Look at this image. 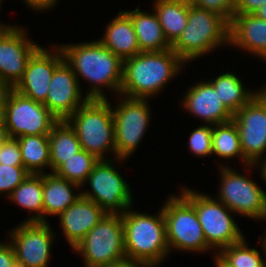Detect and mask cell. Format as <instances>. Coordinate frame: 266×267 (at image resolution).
Here are the masks:
<instances>
[{
    "label": "cell",
    "instance_id": "obj_21",
    "mask_svg": "<svg viewBox=\"0 0 266 267\" xmlns=\"http://www.w3.org/2000/svg\"><path fill=\"white\" fill-rule=\"evenodd\" d=\"M106 28L99 41L113 54L125 60L141 52L131 18L124 11L120 10Z\"/></svg>",
    "mask_w": 266,
    "mask_h": 267
},
{
    "label": "cell",
    "instance_id": "obj_24",
    "mask_svg": "<svg viewBox=\"0 0 266 267\" xmlns=\"http://www.w3.org/2000/svg\"><path fill=\"white\" fill-rule=\"evenodd\" d=\"M51 171L54 173L66 159L82 148L75 131L66 120H59L48 134Z\"/></svg>",
    "mask_w": 266,
    "mask_h": 267
},
{
    "label": "cell",
    "instance_id": "obj_22",
    "mask_svg": "<svg viewBox=\"0 0 266 267\" xmlns=\"http://www.w3.org/2000/svg\"><path fill=\"white\" fill-rule=\"evenodd\" d=\"M72 188L78 189L81 186L52 172L43 174V222H48L46 215L59 216L82 196L81 192L73 194Z\"/></svg>",
    "mask_w": 266,
    "mask_h": 267
},
{
    "label": "cell",
    "instance_id": "obj_25",
    "mask_svg": "<svg viewBox=\"0 0 266 267\" xmlns=\"http://www.w3.org/2000/svg\"><path fill=\"white\" fill-rule=\"evenodd\" d=\"M153 5L164 35L172 45L187 25L188 2L183 0H155Z\"/></svg>",
    "mask_w": 266,
    "mask_h": 267
},
{
    "label": "cell",
    "instance_id": "obj_12",
    "mask_svg": "<svg viewBox=\"0 0 266 267\" xmlns=\"http://www.w3.org/2000/svg\"><path fill=\"white\" fill-rule=\"evenodd\" d=\"M114 107L115 148L118 158L128 159L134 153L149 127L150 108L147 99L121 97ZM138 145V146H137Z\"/></svg>",
    "mask_w": 266,
    "mask_h": 267
},
{
    "label": "cell",
    "instance_id": "obj_29",
    "mask_svg": "<svg viewBox=\"0 0 266 267\" xmlns=\"http://www.w3.org/2000/svg\"><path fill=\"white\" fill-rule=\"evenodd\" d=\"M212 154L220 158H241L245 166L250 169L254 168L249 164L243 155L240 144L239 131L233 120L213 125L212 127Z\"/></svg>",
    "mask_w": 266,
    "mask_h": 267
},
{
    "label": "cell",
    "instance_id": "obj_27",
    "mask_svg": "<svg viewBox=\"0 0 266 267\" xmlns=\"http://www.w3.org/2000/svg\"><path fill=\"white\" fill-rule=\"evenodd\" d=\"M16 139L20 144L23 166L30 174H44L46 167L51 170L48 135H26Z\"/></svg>",
    "mask_w": 266,
    "mask_h": 267
},
{
    "label": "cell",
    "instance_id": "obj_23",
    "mask_svg": "<svg viewBox=\"0 0 266 267\" xmlns=\"http://www.w3.org/2000/svg\"><path fill=\"white\" fill-rule=\"evenodd\" d=\"M124 12L131 18L141 52H162L171 49L155 12H143L138 7Z\"/></svg>",
    "mask_w": 266,
    "mask_h": 267
},
{
    "label": "cell",
    "instance_id": "obj_26",
    "mask_svg": "<svg viewBox=\"0 0 266 267\" xmlns=\"http://www.w3.org/2000/svg\"><path fill=\"white\" fill-rule=\"evenodd\" d=\"M43 174H30L7 197L20 207L34 212L24 222H43Z\"/></svg>",
    "mask_w": 266,
    "mask_h": 267
},
{
    "label": "cell",
    "instance_id": "obj_3",
    "mask_svg": "<svg viewBox=\"0 0 266 267\" xmlns=\"http://www.w3.org/2000/svg\"><path fill=\"white\" fill-rule=\"evenodd\" d=\"M129 209L122 214L126 259L157 267L170 253L163 210L150 215Z\"/></svg>",
    "mask_w": 266,
    "mask_h": 267
},
{
    "label": "cell",
    "instance_id": "obj_6",
    "mask_svg": "<svg viewBox=\"0 0 266 267\" xmlns=\"http://www.w3.org/2000/svg\"><path fill=\"white\" fill-rule=\"evenodd\" d=\"M195 208L207 245L217 252L244 239L234 214L222 202L203 193L185 188L180 192Z\"/></svg>",
    "mask_w": 266,
    "mask_h": 267
},
{
    "label": "cell",
    "instance_id": "obj_41",
    "mask_svg": "<svg viewBox=\"0 0 266 267\" xmlns=\"http://www.w3.org/2000/svg\"><path fill=\"white\" fill-rule=\"evenodd\" d=\"M0 128H6V110L2 103V95L0 97Z\"/></svg>",
    "mask_w": 266,
    "mask_h": 267
},
{
    "label": "cell",
    "instance_id": "obj_37",
    "mask_svg": "<svg viewBox=\"0 0 266 267\" xmlns=\"http://www.w3.org/2000/svg\"><path fill=\"white\" fill-rule=\"evenodd\" d=\"M266 4V0H234L235 14H253Z\"/></svg>",
    "mask_w": 266,
    "mask_h": 267
},
{
    "label": "cell",
    "instance_id": "obj_18",
    "mask_svg": "<svg viewBox=\"0 0 266 267\" xmlns=\"http://www.w3.org/2000/svg\"><path fill=\"white\" fill-rule=\"evenodd\" d=\"M183 97V107L205 124L217 125L232 120L233 113L224 105L214 86L208 81L193 85Z\"/></svg>",
    "mask_w": 266,
    "mask_h": 267
},
{
    "label": "cell",
    "instance_id": "obj_11",
    "mask_svg": "<svg viewBox=\"0 0 266 267\" xmlns=\"http://www.w3.org/2000/svg\"><path fill=\"white\" fill-rule=\"evenodd\" d=\"M219 172L221 184L217 200L234 214L266 220V192L249 177L230 167L221 165Z\"/></svg>",
    "mask_w": 266,
    "mask_h": 267
},
{
    "label": "cell",
    "instance_id": "obj_46",
    "mask_svg": "<svg viewBox=\"0 0 266 267\" xmlns=\"http://www.w3.org/2000/svg\"><path fill=\"white\" fill-rule=\"evenodd\" d=\"M261 239H263L261 245H262V248H263V251H264L263 254L265 253L264 255H265V258H266V235H265L264 238L262 237Z\"/></svg>",
    "mask_w": 266,
    "mask_h": 267
},
{
    "label": "cell",
    "instance_id": "obj_44",
    "mask_svg": "<svg viewBox=\"0 0 266 267\" xmlns=\"http://www.w3.org/2000/svg\"><path fill=\"white\" fill-rule=\"evenodd\" d=\"M253 14L266 21V4L258 8Z\"/></svg>",
    "mask_w": 266,
    "mask_h": 267
},
{
    "label": "cell",
    "instance_id": "obj_34",
    "mask_svg": "<svg viewBox=\"0 0 266 267\" xmlns=\"http://www.w3.org/2000/svg\"><path fill=\"white\" fill-rule=\"evenodd\" d=\"M191 4L196 7L218 14L229 24L235 15L234 0H192Z\"/></svg>",
    "mask_w": 266,
    "mask_h": 267
},
{
    "label": "cell",
    "instance_id": "obj_36",
    "mask_svg": "<svg viewBox=\"0 0 266 267\" xmlns=\"http://www.w3.org/2000/svg\"><path fill=\"white\" fill-rule=\"evenodd\" d=\"M0 267H17L15 250L8 241L0 243Z\"/></svg>",
    "mask_w": 266,
    "mask_h": 267
},
{
    "label": "cell",
    "instance_id": "obj_5",
    "mask_svg": "<svg viewBox=\"0 0 266 267\" xmlns=\"http://www.w3.org/2000/svg\"><path fill=\"white\" fill-rule=\"evenodd\" d=\"M229 28L223 17L188 2L187 25L171 49L186 64L216 47L229 45Z\"/></svg>",
    "mask_w": 266,
    "mask_h": 267
},
{
    "label": "cell",
    "instance_id": "obj_38",
    "mask_svg": "<svg viewBox=\"0 0 266 267\" xmlns=\"http://www.w3.org/2000/svg\"><path fill=\"white\" fill-rule=\"evenodd\" d=\"M24 2L33 10L44 11L53 8L58 0H24Z\"/></svg>",
    "mask_w": 266,
    "mask_h": 267
},
{
    "label": "cell",
    "instance_id": "obj_13",
    "mask_svg": "<svg viewBox=\"0 0 266 267\" xmlns=\"http://www.w3.org/2000/svg\"><path fill=\"white\" fill-rule=\"evenodd\" d=\"M232 120L236 124L245 160L254 164L266 152V92L262 89Z\"/></svg>",
    "mask_w": 266,
    "mask_h": 267
},
{
    "label": "cell",
    "instance_id": "obj_14",
    "mask_svg": "<svg viewBox=\"0 0 266 267\" xmlns=\"http://www.w3.org/2000/svg\"><path fill=\"white\" fill-rule=\"evenodd\" d=\"M9 234V242L16 254L17 267H47L56 236L48 222L23 221Z\"/></svg>",
    "mask_w": 266,
    "mask_h": 267
},
{
    "label": "cell",
    "instance_id": "obj_32",
    "mask_svg": "<svg viewBox=\"0 0 266 267\" xmlns=\"http://www.w3.org/2000/svg\"><path fill=\"white\" fill-rule=\"evenodd\" d=\"M212 126L203 124L190 134L189 149L195 156L212 155Z\"/></svg>",
    "mask_w": 266,
    "mask_h": 267
},
{
    "label": "cell",
    "instance_id": "obj_28",
    "mask_svg": "<svg viewBox=\"0 0 266 267\" xmlns=\"http://www.w3.org/2000/svg\"><path fill=\"white\" fill-rule=\"evenodd\" d=\"M218 92L220 100L235 114L243 106L247 105L261 90H246L239 77L234 73H223L216 79L209 81Z\"/></svg>",
    "mask_w": 266,
    "mask_h": 267
},
{
    "label": "cell",
    "instance_id": "obj_30",
    "mask_svg": "<svg viewBox=\"0 0 266 267\" xmlns=\"http://www.w3.org/2000/svg\"><path fill=\"white\" fill-rule=\"evenodd\" d=\"M98 161L94 154L81 149L73 157L66 159L54 173L82 187Z\"/></svg>",
    "mask_w": 266,
    "mask_h": 267
},
{
    "label": "cell",
    "instance_id": "obj_43",
    "mask_svg": "<svg viewBox=\"0 0 266 267\" xmlns=\"http://www.w3.org/2000/svg\"><path fill=\"white\" fill-rule=\"evenodd\" d=\"M8 130L6 128H0V149L4 146L5 142L9 139Z\"/></svg>",
    "mask_w": 266,
    "mask_h": 267
},
{
    "label": "cell",
    "instance_id": "obj_10",
    "mask_svg": "<svg viewBox=\"0 0 266 267\" xmlns=\"http://www.w3.org/2000/svg\"><path fill=\"white\" fill-rule=\"evenodd\" d=\"M113 164L109 158L100 159L85 180L92 191H83L81 194L94 201L107 214H123L132 206L133 198L127 181Z\"/></svg>",
    "mask_w": 266,
    "mask_h": 267
},
{
    "label": "cell",
    "instance_id": "obj_1",
    "mask_svg": "<svg viewBox=\"0 0 266 267\" xmlns=\"http://www.w3.org/2000/svg\"><path fill=\"white\" fill-rule=\"evenodd\" d=\"M59 48L64 61L76 75L79 85L80 76L92 84L87 91V98L106 99L102 87L120 95L123 60L113 54L99 40L70 45L62 44Z\"/></svg>",
    "mask_w": 266,
    "mask_h": 267
},
{
    "label": "cell",
    "instance_id": "obj_45",
    "mask_svg": "<svg viewBox=\"0 0 266 267\" xmlns=\"http://www.w3.org/2000/svg\"><path fill=\"white\" fill-rule=\"evenodd\" d=\"M1 3H2V0H0V5H1ZM1 7V6H0ZM12 27H14L13 25H8V24H0V31H2V30H7V29H10V28H12Z\"/></svg>",
    "mask_w": 266,
    "mask_h": 267
},
{
    "label": "cell",
    "instance_id": "obj_15",
    "mask_svg": "<svg viewBox=\"0 0 266 267\" xmlns=\"http://www.w3.org/2000/svg\"><path fill=\"white\" fill-rule=\"evenodd\" d=\"M21 27L0 31V86L14 88L22 79L27 63L41 47L27 38Z\"/></svg>",
    "mask_w": 266,
    "mask_h": 267
},
{
    "label": "cell",
    "instance_id": "obj_47",
    "mask_svg": "<svg viewBox=\"0 0 266 267\" xmlns=\"http://www.w3.org/2000/svg\"><path fill=\"white\" fill-rule=\"evenodd\" d=\"M3 90H4V89L0 86V97H1V95H2Z\"/></svg>",
    "mask_w": 266,
    "mask_h": 267
},
{
    "label": "cell",
    "instance_id": "obj_9",
    "mask_svg": "<svg viewBox=\"0 0 266 267\" xmlns=\"http://www.w3.org/2000/svg\"><path fill=\"white\" fill-rule=\"evenodd\" d=\"M6 110V129L10 138L48 135L59 121L43 103L25 97L13 88L2 92Z\"/></svg>",
    "mask_w": 266,
    "mask_h": 267
},
{
    "label": "cell",
    "instance_id": "obj_7",
    "mask_svg": "<svg viewBox=\"0 0 266 267\" xmlns=\"http://www.w3.org/2000/svg\"><path fill=\"white\" fill-rule=\"evenodd\" d=\"M85 267H107L126 259L122 214H106L73 248Z\"/></svg>",
    "mask_w": 266,
    "mask_h": 267
},
{
    "label": "cell",
    "instance_id": "obj_33",
    "mask_svg": "<svg viewBox=\"0 0 266 267\" xmlns=\"http://www.w3.org/2000/svg\"><path fill=\"white\" fill-rule=\"evenodd\" d=\"M30 173L24 166H9L0 164V194H8L21 184Z\"/></svg>",
    "mask_w": 266,
    "mask_h": 267
},
{
    "label": "cell",
    "instance_id": "obj_16",
    "mask_svg": "<svg viewBox=\"0 0 266 267\" xmlns=\"http://www.w3.org/2000/svg\"><path fill=\"white\" fill-rule=\"evenodd\" d=\"M63 60L59 46H54L53 51L40 47L29 59L22 79L13 89L36 102L44 103L55 68Z\"/></svg>",
    "mask_w": 266,
    "mask_h": 267
},
{
    "label": "cell",
    "instance_id": "obj_40",
    "mask_svg": "<svg viewBox=\"0 0 266 267\" xmlns=\"http://www.w3.org/2000/svg\"><path fill=\"white\" fill-rule=\"evenodd\" d=\"M214 261L216 267H235L231 265L219 252L216 253Z\"/></svg>",
    "mask_w": 266,
    "mask_h": 267
},
{
    "label": "cell",
    "instance_id": "obj_2",
    "mask_svg": "<svg viewBox=\"0 0 266 267\" xmlns=\"http://www.w3.org/2000/svg\"><path fill=\"white\" fill-rule=\"evenodd\" d=\"M172 50L140 52L123 60V79L119 96L149 99L157 95L184 67Z\"/></svg>",
    "mask_w": 266,
    "mask_h": 267
},
{
    "label": "cell",
    "instance_id": "obj_42",
    "mask_svg": "<svg viewBox=\"0 0 266 267\" xmlns=\"http://www.w3.org/2000/svg\"><path fill=\"white\" fill-rule=\"evenodd\" d=\"M253 165L256 166V167L257 166L260 167V170H261V174L260 175H262L261 178H264L263 180L266 181V157L263 158V160H261V161H260V159L257 160Z\"/></svg>",
    "mask_w": 266,
    "mask_h": 267
},
{
    "label": "cell",
    "instance_id": "obj_35",
    "mask_svg": "<svg viewBox=\"0 0 266 267\" xmlns=\"http://www.w3.org/2000/svg\"><path fill=\"white\" fill-rule=\"evenodd\" d=\"M0 164L23 166L20 144L16 138H9L0 149Z\"/></svg>",
    "mask_w": 266,
    "mask_h": 267
},
{
    "label": "cell",
    "instance_id": "obj_8",
    "mask_svg": "<svg viewBox=\"0 0 266 267\" xmlns=\"http://www.w3.org/2000/svg\"><path fill=\"white\" fill-rule=\"evenodd\" d=\"M162 210L169 251L174 248L205 253L211 249L206 243L194 206L182 194L169 196Z\"/></svg>",
    "mask_w": 266,
    "mask_h": 267
},
{
    "label": "cell",
    "instance_id": "obj_39",
    "mask_svg": "<svg viewBox=\"0 0 266 267\" xmlns=\"http://www.w3.org/2000/svg\"><path fill=\"white\" fill-rule=\"evenodd\" d=\"M107 267H153V266L143 261L124 259L120 262L113 263Z\"/></svg>",
    "mask_w": 266,
    "mask_h": 267
},
{
    "label": "cell",
    "instance_id": "obj_17",
    "mask_svg": "<svg viewBox=\"0 0 266 267\" xmlns=\"http://www.w3.org/2000/svg\"><path fill=\"white\" fill-rule=\"evenodd\" d=\"M48 89L43 104L58 120H66L89 99L82 98L78 79L64 60L55 68Z\"/></svg>",
    "mask_w": 266,
    "mask_h": 267
},
{
    "label": "cell",
    "instance_id": "obj_4",
    "mask_svg": "<svg viewBox=\"0 0 266 267\" xmlns=\"http://www.w3.org/2000/svg\"><path fill=\"white\" fill-rule=\"evenodd\" d=\"M109 100L88 99L66 121L73 128L81 148L99 160L107 159L105 153L113 152L116 162L126 159L116 156L113 110Z\"/></svg>",
    "mask_w": 266,
    "mask_h": 267
},
{
    "label": "cell",
    "instance_id": "obj_19",
    "mask_svg": "<svg viewBox=\"0 0 266 267\" xmlns=\"http://www.w3.org/2000/svg\"><path fill=\"white\" fill-rule=\"evenodd\" d=\"M107 213L94 201L80 197L59 215L66 240L74 248Z\"/></svg>",
    "mask_w": 266,
    "mask_h": 267
},
{
    "label": "cell",
    "instance_id": "obj_20",
    "mask_svg": "<svg viewBox=\"0 0 266 267\" xmlns=\"http://www.w3.org/2000/svg\"><path fill=\"white\" fill-rule=\"evenodd\" d=\"M229 45L266 61V21L254 14H235L230 22Z\"/></svg>",
    "mask_w": 266,
    "mask_h": 267
},
{
    "label": "cell",
    "instance_id": "obj_31",
    "mask_svg": "<svg viewBox=\"0 0 266 267\" xmlns=\"http://www.w3.org/2000/svg\"><path fill=\"white\" fill-rule=\"evenodd\" d=\"M219 253L235 267H266V261L262 255L257 249L249 248L245 238L223 248Z\"/></svg>",
    "mask_w": 266,
    "mask_h": 267
}]
</instances>
